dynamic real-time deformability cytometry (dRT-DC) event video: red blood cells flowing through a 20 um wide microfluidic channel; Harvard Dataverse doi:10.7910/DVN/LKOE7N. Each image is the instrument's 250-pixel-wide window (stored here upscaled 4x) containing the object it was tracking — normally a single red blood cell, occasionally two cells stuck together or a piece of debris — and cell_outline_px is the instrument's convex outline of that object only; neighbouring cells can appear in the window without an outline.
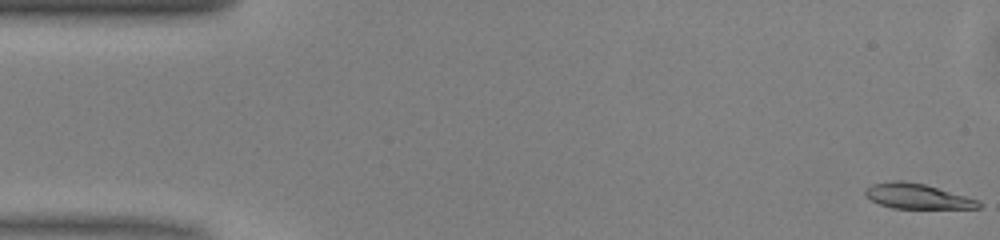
{"species": "common noctule bat (a hibernating species)", "species_latin": "Nyctalus noctula", "temperature_condition": "warm", "stored_images_in_passage": 35, "camera_frame_rate_fps": 3000, "um_per_image_px": 0.085, "animal": {"sex": "male", "body_mass_g": 13.0, "forearm_length_mm": 53.1}, "frame": {"image": 1, "passage_image": 1, "time_ms": 0.0, "image_size_px": [1000, 240], "cell_outline_px": [[984, 204], [980, 208], [892, 208], [880, 204], [864, 196], [864, 188], [872, 184], [896, 180], [900, 180], [924, 184], [980, 200]], "centroid_in_image_um": [77.96, 16.68], "position_along_channel_um": 7.0, "area_um2": 16.59}}
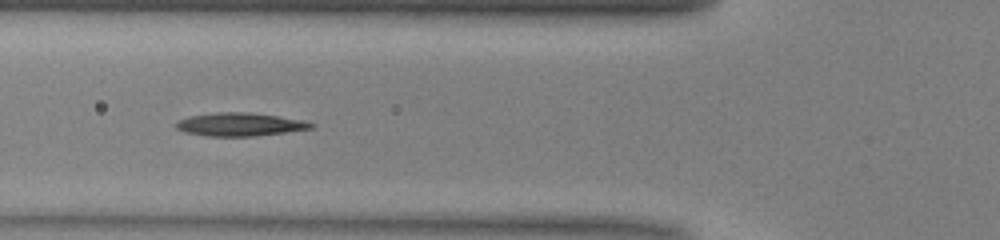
{"frame": {"image": 2, "passage_image": 18, "time_ms": 5.667, "image_size_px": [1000, 240], "cell_outline_px": [[316, 128], [256, 136], [204, 136], [184, 132], [176, 128], [176, 120], [188, 116], [216, 112], [248, 112], [304, 120], [316, 124]], "centroid_in_image_um": [20.39, 10.58], "position_along_channel_um": 105.4, "area_um2": 18.5}}
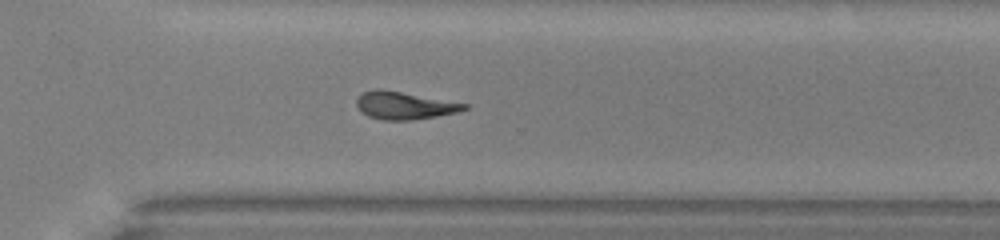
{"frame": {"image": 3, "passage_image": 35, "time_ms": 11.333, "image_size_px": [1000, 240], "cell_outline_px": [[468, 108], [456, 112], [436, 116], [412, 120], [384, 120], [368, 116], [356, 104], [356, 100], [364, 92], [376, 88], [384, 88], [468, 104]], "centroid_in_image_um": [34.38, 8.95], "position_along_channel_um": 336.2, "area_um2": 17.22}}